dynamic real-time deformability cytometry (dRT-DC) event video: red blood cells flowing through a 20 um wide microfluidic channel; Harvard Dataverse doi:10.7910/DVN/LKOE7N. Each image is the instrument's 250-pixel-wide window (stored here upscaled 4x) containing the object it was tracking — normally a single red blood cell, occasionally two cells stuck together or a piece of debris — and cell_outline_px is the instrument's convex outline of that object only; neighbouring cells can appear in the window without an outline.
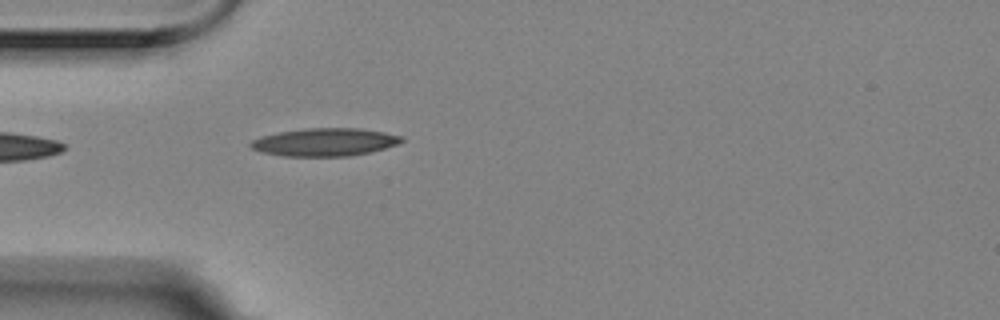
{"species": "Egyptian fruit bat (a non-hibernating species)", "species_latin": "Rousettus aegyptiacus", "temperature_condition": "room temperature", "stored_images_in_passage": 3, "camera_frame_rate_fps": 3000, "um_per_image_px": 0.085, "animal": {"sex": "female"}, "frame": {"image": 1, "passage_image": 3, "time_ms": 0.667, "image_size_px": [1000, 320], "cell_outline_px": [[404, 140], [396, 144], [372, 152], [348, 156], [284, 156], [260, 152], [252, 148], [248, 144], [252, 140], [260, 136], [280, 132], [304, 128], [360, 128], [384, 132], [404, 136]], "centroid_in_image_um": [27.6, 12.08], "position_along_channel_um": 57.4, "area_um2": 24.62}}